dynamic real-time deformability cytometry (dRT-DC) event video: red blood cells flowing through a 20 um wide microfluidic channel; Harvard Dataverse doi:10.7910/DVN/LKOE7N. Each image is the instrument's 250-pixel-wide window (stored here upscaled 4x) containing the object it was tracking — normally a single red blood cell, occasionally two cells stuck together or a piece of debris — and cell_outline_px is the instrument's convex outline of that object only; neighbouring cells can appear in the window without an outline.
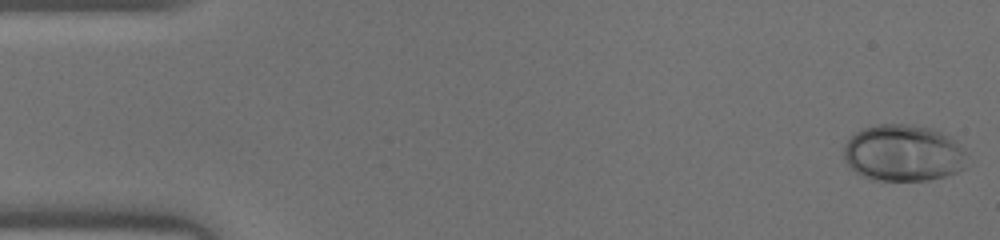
{"species": "human", "species_latin": "Homo sapiens", "temperature_condition": "warm", "stored_images_in_passage": 46, "camera_frame_rate_fps": 3000, "um_per_image_px": 0.085, "donor": {"sex": "male"}, "frame": {"image": 1, "passage_image": 1, "time_ms": 0.0, "image_size_px": [1000, 240], "cell_outline_px": [[964, 168], [956, 172], [944, 176], [928, 180], [872, 180], [848, 168], [844, 160], [844, 144], [856, 132], [864, 128], [876, 124], [908, 124], [932, 128], [948, 136], [960, 144], [964, 148]], "centroid_in_image_um": [76.74, 13.01], "position_along_channel_um": 8.3, "area_um2": 40.69}}
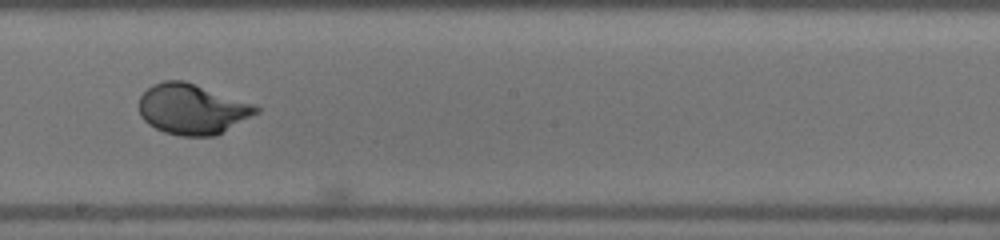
{"frame": {"image": 2, "passage_image": 26, "time_ms": 8.333, "image_size_px": [1000, 240], "cell_outline_px": [[260, 112], [216, 136], [180, 136], [164, 132], [148, 124], [140, 116], [140, 96], [152, 84], [164, 80], [184, 80], [256, 104], [260, 108]], "centroid_in_image_um": [16.36, 9.27], "position_along_channel_um": 231.8, "area_um2": 34.62}}
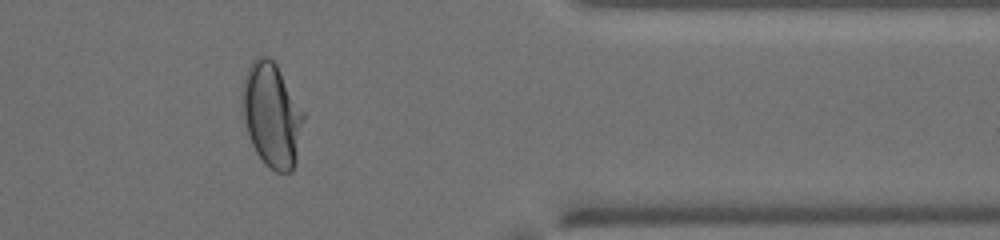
{"frame": {"image": 3, "passage_image": 38, "time_ms": 12.333, "image_size_px": [1000, 240], "cell_outline_px": [[304, 120], [296, 164], [292, 172], [276, 172], [264, 164], [256, 152], [248, 136], [244, 120], [240, 96], [244, 76], [252, 60], [256, 56], [268, 56], [276, 64], [304, 112]], "centroid_in_image_um": [23.09, 9.78], "position_along_channel_um": 388.3, "area_um2": 37.57}}